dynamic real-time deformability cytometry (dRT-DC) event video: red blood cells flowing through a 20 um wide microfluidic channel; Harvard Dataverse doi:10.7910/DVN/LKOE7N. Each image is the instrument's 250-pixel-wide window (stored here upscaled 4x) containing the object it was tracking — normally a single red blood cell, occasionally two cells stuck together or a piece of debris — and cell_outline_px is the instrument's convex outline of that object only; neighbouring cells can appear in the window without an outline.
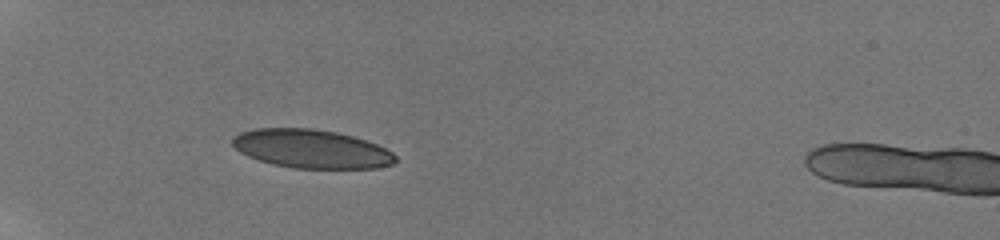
{"species": "human", "species_latin": "Homo sapiens", "temperature_condition": "room temperature", "stored_images_in_passage": 37, "camera_frame_rate_fps": 3000, "um_per_image_px": 0.085, "donor": {"sex": "male"}, "frame": {"image": 1, "passage_image": 1, "time_ms": 0.0, "image_size_px": [1000, 240], "cell_outline_px": [[396, 160], [392, 164], [376, 168], [292, 168], [272, 164], [248, 156], [240, 152], [232, 144], [232, 136], [240, 132], [256, 128], [312, 128], [336, 132], [352, 136], [376, 144], [392, 152], [396, 156]], "centroid_in_image_um": [26.44, 12.65], "position_along_channel_um": 58.6, "area_um2": 36.59}}
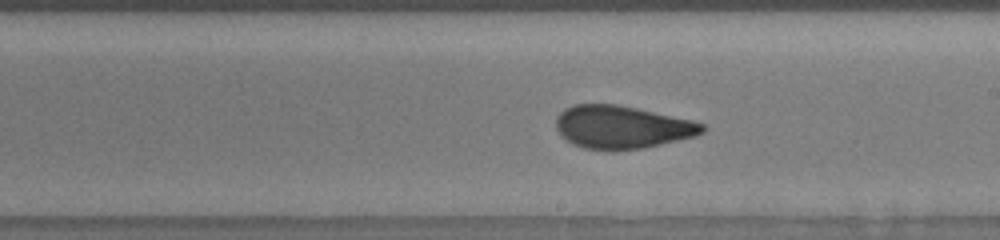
{"frame": {"image": 2, "passage_image": 17, "time_ms": 5.333, "image_size_px": [1000, 240], "cell_outline_px": [[708, 128], [704, 132], [696, 136], [644, 148], [612, 152], [584, 148], [572, 144], [560, 136], [556, 128], [556, 116], [564, 108], [576, 104], [616, 104], [636, 108], [692, 120], [704, 124]], "centroid_in_image_um": [52.85, 10.82], "position_along_channel_um": 236.2, "area_um2": 37.11}}
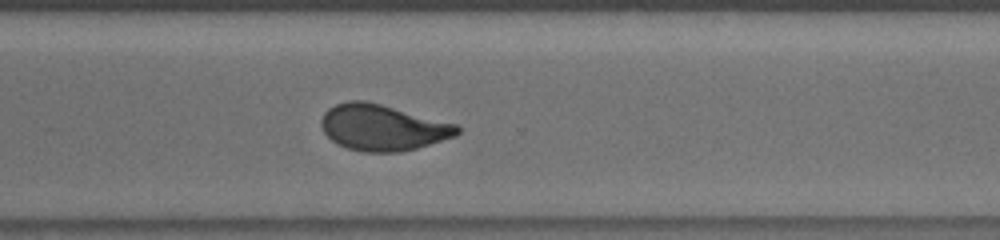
{"frame": {"image": 3, "passage_image": 25, "time_ms": 8.0, "image_size_px": [1000, 240], "cell_outline_px": [[460, 132], [456, 136], [416, 148], [400, 152], [364, 152], [348, 148], [336, 144], [324, 132], [320, 124], [320, 120], [324, 112], [328, 108], [336, 104], [348, 100], [364, 100], [380, 104], [456, 124], [460, 128]], "centroid_in_image_um": [32.49, 10.84], "position_along_channel_um": 338.1, "area_um2": 36.36}, "authors_computed_cell_mechanics": {"area_um2": 36.6452, "velocity_mm_per_s": 3.8289, "shape_relaxation_time_tau1_ms": 9.6404, "shape_relaxation_time_tau2_ms": 0.8919, "deformation_change_tau1": 0.2183, "deformation_change_tau2": 0.0642}}